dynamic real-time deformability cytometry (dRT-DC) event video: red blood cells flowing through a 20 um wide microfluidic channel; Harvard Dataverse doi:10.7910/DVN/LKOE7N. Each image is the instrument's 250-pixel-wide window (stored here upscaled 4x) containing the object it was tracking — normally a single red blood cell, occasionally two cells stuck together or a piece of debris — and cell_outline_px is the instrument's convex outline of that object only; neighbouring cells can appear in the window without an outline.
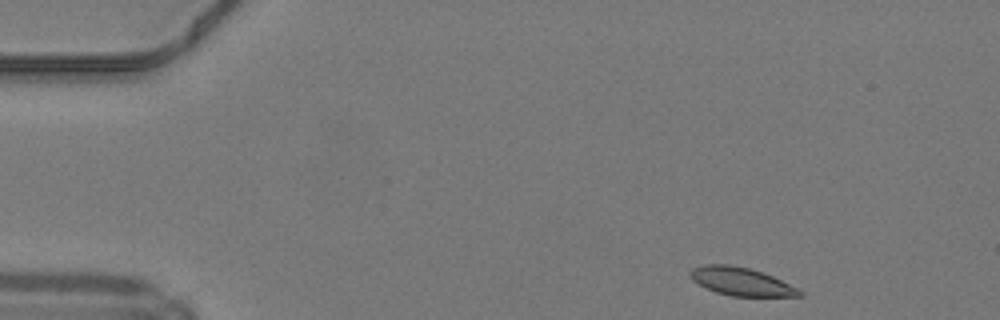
{"species": "common noctule bat (a hibernating species)", "species_latin": "Nyctalus noctula", "temperature_condition": "warm", "stored_images_in_passage": 10, "camera_frame_rate_fps": 3000, "um_per_image_px": 0.085, "animal": {"sex": "male", "body_mass_g": 19.2, "forearm_length_mm": 51.8}, "frame": {"image": 1, "passage_image": 1, "time_ms": 0.0, "image_size_px": [1000, 320], "cell_outline_px": [[804, 296], [732, 296], [716, 292], [692, 280], [688, 272], [692, 268], [704, 264], [728, 264], [748, 268], [772, 276], [804, 292]], "centroid_in_image_um": [62.97, 23.92], "position_along_channel_um": 22.0, "area_um2": 17.63}}
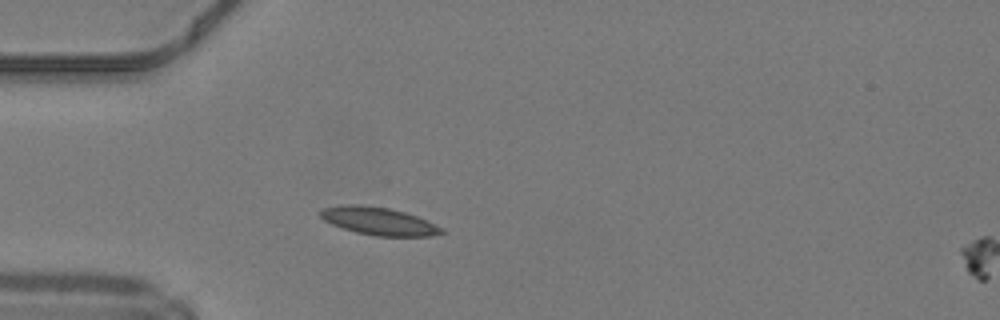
{"frame": {"image": 2, "passage_image": 9, "time_ms": 2.667, "image_size_px": [1000, 320], "cell_outline_px": [[448, 232], [432, 236], [376, 236], [356, 232], [332, 224], [324, 220], [320, 216], [320, 212], [324, 208], [344, 204], [360, 204], [388, 208], [404, 212], [416, 216], [444, 228]], "centroid_in_image_um": [32.23, 18.8], "position_along_channel_um": 52.8, "area_um2": 19.54}}